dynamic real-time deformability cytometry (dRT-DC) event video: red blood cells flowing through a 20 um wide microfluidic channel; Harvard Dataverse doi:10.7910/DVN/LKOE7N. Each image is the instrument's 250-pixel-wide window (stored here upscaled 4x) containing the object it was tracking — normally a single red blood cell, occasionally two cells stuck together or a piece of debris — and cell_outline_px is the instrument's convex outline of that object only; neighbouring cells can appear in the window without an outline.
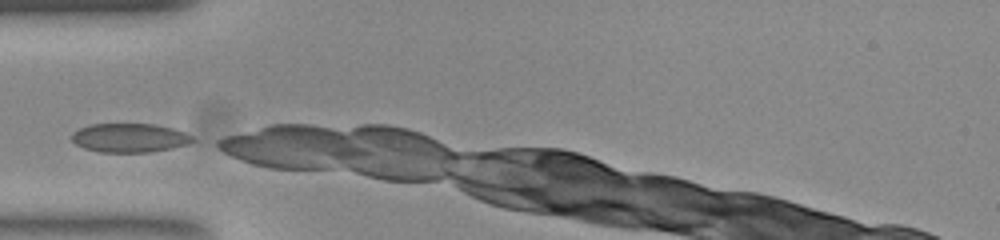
{"species": "common noctule bat (a hibernating species)", "species_latin": "Nyctalus noctula", "temperature_condition": "room temperature", "stored_images_in_passage": 38, "camera_frame_rate_fps": 3000, "um_per_image_px": 0.085, "animal": {"sex": "female", "body_mass_g": 23.0, "forearm_length_mm": 53.4}, "frame": {"image": 1, "passage_image": 1, "time_ms": 0.0, "image_size_px": [1000, 240], "cell_outline_px": [[196, 140], [188, 144], [172, 148], [148, 152], [100, 152], [84, 148], [76, 144], [72, 140], [72, 132], [80, 128], [92, 124], [152, 124], [172, 128], [184, 132], [192, 136]], "centroid_in_image_um": [11.02, 11.72], "position_along_channel_um": 74.0, "area_um2": 20.29}}